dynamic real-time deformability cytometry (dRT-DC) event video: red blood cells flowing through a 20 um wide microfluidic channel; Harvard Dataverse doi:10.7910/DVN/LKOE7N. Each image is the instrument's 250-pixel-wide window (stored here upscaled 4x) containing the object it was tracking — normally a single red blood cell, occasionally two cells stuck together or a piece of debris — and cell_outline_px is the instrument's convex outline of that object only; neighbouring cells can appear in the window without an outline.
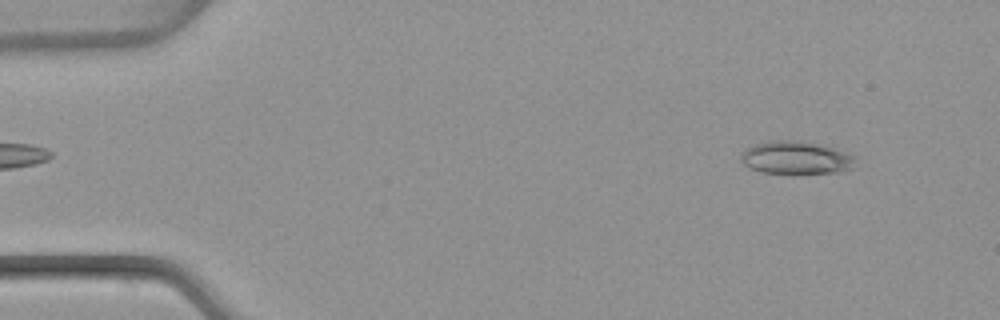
{"species": "common noctule bat (a hibernating species)", "species_latin": "Nyctalus noctula", "temperature_condition": "warm", "stored_images_in_passage": 50, "camera_frame_rate_fps": 3000, "um_per_image_px": 0.085, "animal": {"sex": "female", "body_mass_g": 22.7, "forearm_length_mm": 54.2}, "frame": {"image": 1, "passage_image": 4, "time_ms": 1.0, "image_size_px": [1000, 320], "cell_outline_px": [[856, 168], [840, 172], [792, 176], [760, 172], [748, 168], [740, 160], [740, 152], [744, 148], [768, 140], [800, 140], [832, 148], [856, 156]], "centroid_in_image_um": [67.64, 13.46], "position_along_channel_um": 17.4, "area_um2": 23.12}}
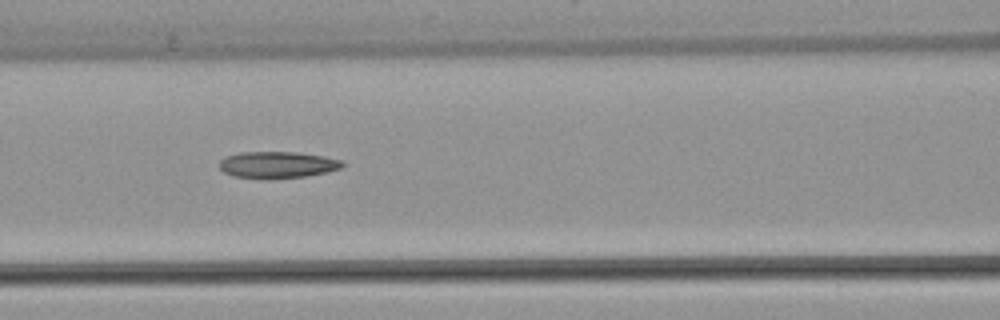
{"frame": {"image": 2, "passage_image": 21, "time_ms": 6.667, "image_size_px": [1000, 320], "cell_outline_px": [[344, 164], [340, 168], [324, 172], [304, 176], [232, 176], [224, 172], [220, 168], [220, 160], [224, 156], [240, 152], [300, 152], [324, 156], [340, 160]], "centroid_in_image_um": [23.56, 13.95], "position_along_channel_um": 143.0, "area_um2": 18.21}}
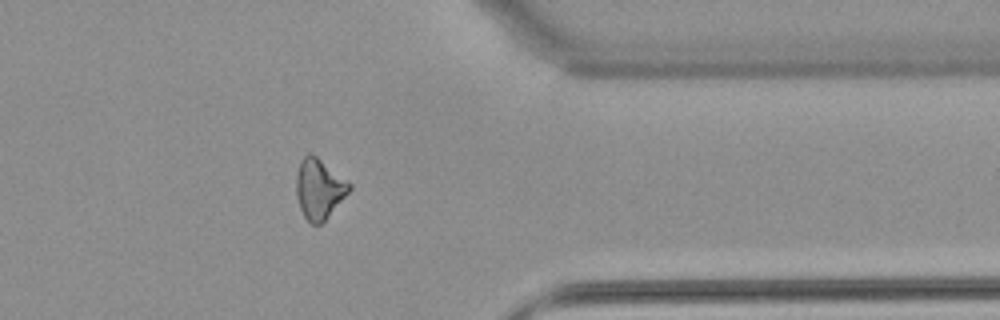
{"frame": {"image": 3, "passage_image": 40, "time_ms": 13.0, "image_size_px": [1000, 320], "cell_outline_px": [[352, 188], [324, 220], [320, 224], [312, 224], [304, 216], [300, 208], [296, 196], [296, 176], [300, 160], [308, 152], [312, 152], [352, 184]], "centroid_in_image_um": [27.11, 16.0], "position_along_channel_um": 384.3, "area_um2": 18.5}, "authors_computed_cell_mechanics": {"area_um2": 19.1607, "velocity_mm_per_s": 4.0072, "shape_relaxation_time_tau1_ms": null, "shape_relaxation_time_tau2_ms": 7.4105, "deformation_change_tau1": null, "deformation_change_tau2": 0.2155}}